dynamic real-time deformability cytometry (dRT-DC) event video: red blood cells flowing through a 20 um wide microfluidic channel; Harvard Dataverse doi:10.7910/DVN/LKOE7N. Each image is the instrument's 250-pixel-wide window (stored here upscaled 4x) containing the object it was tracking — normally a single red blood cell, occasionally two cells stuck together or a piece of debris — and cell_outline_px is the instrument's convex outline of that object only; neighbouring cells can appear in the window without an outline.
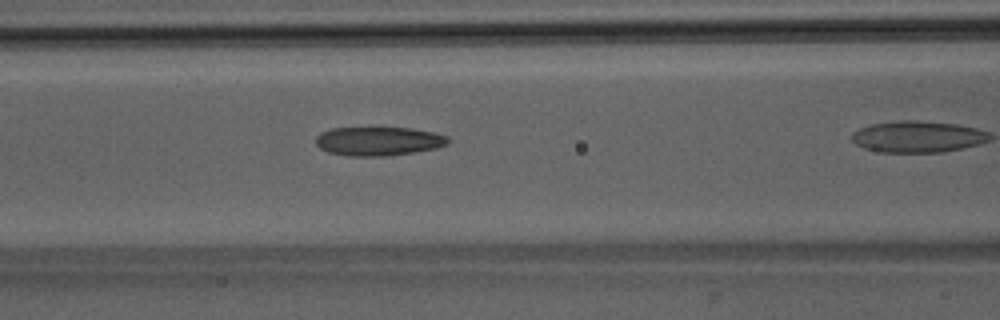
{"species": "Egyptian fruit bat (a non-hibernating species)", "species_latin": "Rousettus aegyptiacus", "temperature_condition": "room temperature", "stored_images_in_passage": 27, "camera_frame_rate_fps": 3000, "um_per_image_px": 0.085, "animal": {"sex": "male"}, "frame": {"image": 1, "passage_image": 8, "time_ms": 2.333, "image_size_px": [1000, 320], "cell_outline_px": [[448, 144], [436, 148], [412, 152], [384, 156], [348, 156], [328, 152], [320, 148], [316, 144], [316, 136], [320, 132], [332, 128], [412, 128], [432, 132], [448, 136]], "centroid_in_image_um": [32.14, 12.0], "position_along_channel_um": 134.5, "area_um2": 22.14}}
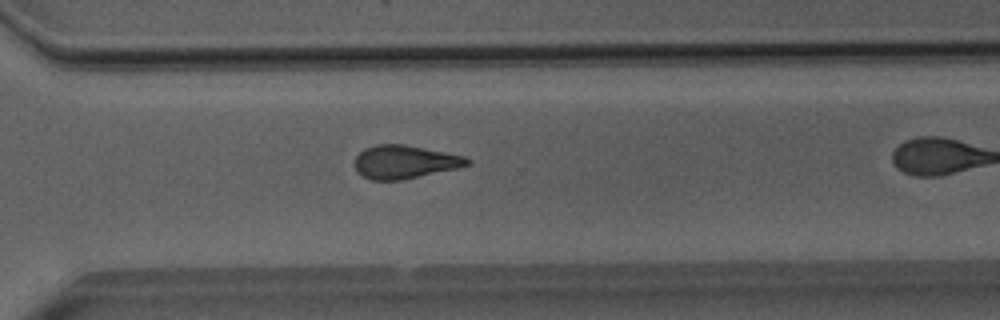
{"frame": {"image": 2, "passage_image": 23, "time_ms": 7.333, "image_size_px": [1000, 320], "cell_outline_px": [[472, 164], [460, 168], [400, 180], [368, 180], [356, 168], [356, 156], [364, 148], [376, 144], [404, 144], [464, 156], [472, 160]], "centroid_in_image_um": [34.44, 13.76], "position_along_channel_um": 336.2, "area_um2": 21.79}}